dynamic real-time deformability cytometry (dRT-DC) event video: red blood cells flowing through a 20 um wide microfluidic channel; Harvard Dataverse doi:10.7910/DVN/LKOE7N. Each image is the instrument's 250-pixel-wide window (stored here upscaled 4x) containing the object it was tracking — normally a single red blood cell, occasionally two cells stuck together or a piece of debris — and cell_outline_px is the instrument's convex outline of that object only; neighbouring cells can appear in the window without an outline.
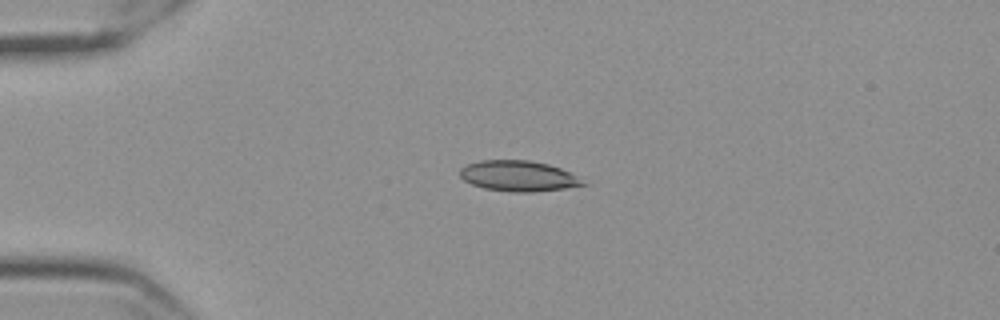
{"species": "Egyptian fruit bat (a non-hibernating species)", "species_latin": "Rousettus aegyptiacus", "temperature_condition": "cold", "stored_images_in_passage": 44, "camera_frame_rate_fps": 3000, "um_per_image_px": 0.085, "frame": {"image": 1, "passage_image": 1, "time_ms": 0.0, "image_size_px": [1000, 320], "cell_outline_px": [[588, 184], [564, 188], [532, 192], [512, 192], [484, 188], [472, 184], [464, 180], [460, 176], [460, 168], [468, 164], [480, 160], [528, 160], [548, 164], [560, 168], [576, 176]], "centroid_in_image_um": [44.03, 14.96], "position_along_channel_um": 41.0, "area_um2": 21.73}}
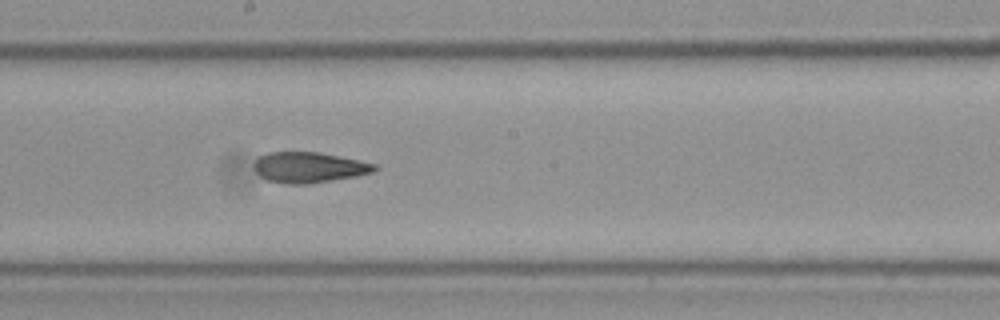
{"frame": {"image": 2, "passage_image": 19, "time_ms": 6.0, "image_size_px": [1000, 320], "cell_outline_px": [[380, 168], [372, 172], [356, 176], [308, 184], [288, 184], [268, 180], [260, 176], [256, 172], [256, 160], [260, 156], [268, 152], [320, 152], [376, 164]], "centroid_in_image_um": [26.29, 14.23], "position_along_channel_um": 221.9, "area_um2": 21.27}}
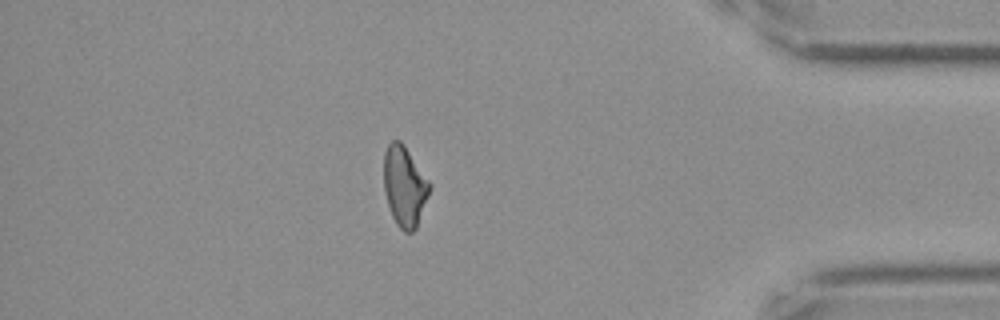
{"frame": {"image": 3, "passage_image": 37, "time_ms": 12.0, "image_size_px": [1000, 320], "cell_outline_px": [[432, 188], [416, 228], [412, 232], [404, 232], [396, 224], [392, 216], [384, 192], [384, 152], [388, 144], [392, 140], [400, 140], [404, 144], [432, 184]], "centroid_in_image_um": [34.4, 15.82], "position_along_channel_um": 400.8, "area_um2": 21.68}, "authors_computed_cell_mechanics": {"area_um2": 21.7617, "velocity_mm_per_s": 3.5467, "shape_relaxation_time_tau1_ms": null, "shape_relaxation_time_tau2_ms": 4.6317, "deformation_change_tau1": null, "deformation_change_tau2": 0.1298}}